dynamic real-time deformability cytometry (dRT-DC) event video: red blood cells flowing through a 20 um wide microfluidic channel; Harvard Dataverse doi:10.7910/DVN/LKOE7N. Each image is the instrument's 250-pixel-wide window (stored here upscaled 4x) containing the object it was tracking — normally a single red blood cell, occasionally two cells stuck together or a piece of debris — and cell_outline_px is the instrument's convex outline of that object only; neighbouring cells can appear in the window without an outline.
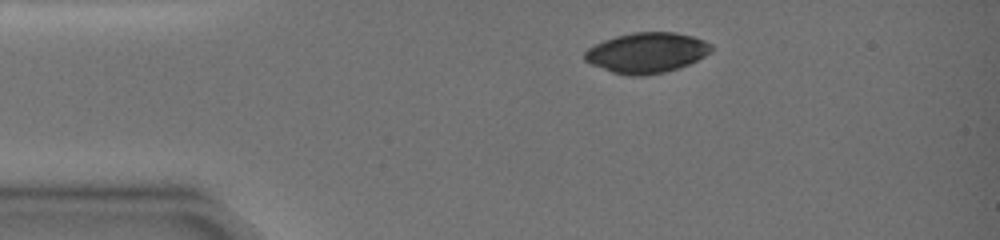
{"species": "common noctule bat (a hibernating species)", "species_latin": "Nyctalus noctula", "temperature_condition": "warm", "stored_images_in_passage": 6, "camera_frame_rate_fps": 3000, "um_per_image_px": 0.085, "animal": {"sex": "female", "body_mass_g": 19.0, "forearm_length_mm": 51.5}, "frame": {"image": 1, "passage_image": 1, "time_ms": 0.0, "image_size_px": [1000, 240], "cell_outline_px": [[712, 52], [688, 64], [664, 72], [644, 76], [628, 76], [612, 72], [592, 64], [584, 60], [584, 52], [588, 48], [604, 40], [616, 36], [632, 32], [676, 32], [692, 36], [704, 40], [712, 44]], "centroid_in_image_um": [54.97, 4.48], "position_along_channel_um": 30.0, "area_um2": 29.71}}